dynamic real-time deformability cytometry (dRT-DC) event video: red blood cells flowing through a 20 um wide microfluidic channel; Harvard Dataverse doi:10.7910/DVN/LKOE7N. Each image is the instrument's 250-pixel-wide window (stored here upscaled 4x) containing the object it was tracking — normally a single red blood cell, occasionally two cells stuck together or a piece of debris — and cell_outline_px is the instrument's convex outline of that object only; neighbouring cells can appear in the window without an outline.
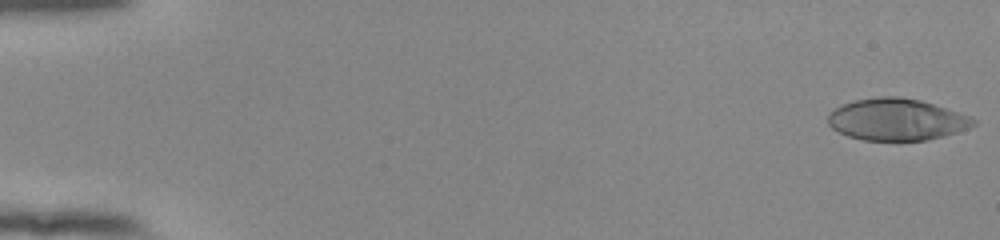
{"species": "human", "species_latin": "Homo sapiens", "temperature_condition": "room temperature", "stored_images_in_passage": 54, "camera_frame_rate_fps": 3000, "um_per_image_px": 0.085, "donor": {"sex": "female"}, "frame": {"image": 1, "passage_image": 1, "time_ms": 0.0, "image_size_px": [1000, 240], "cell_outline_px": [[976, 124], [968, 128], [944, 136], [928, 140], [864, 140], [848, 136], [832, 128], [828, 124], [828, 112], [852, 100], [876, 96], [900, 96], [920, 100], [972, 116], [976, 120]], "centroid_in_image_um": [76.21, 10.15], "position_along_channel_um": 8.8, "area_um2": 35.55}}
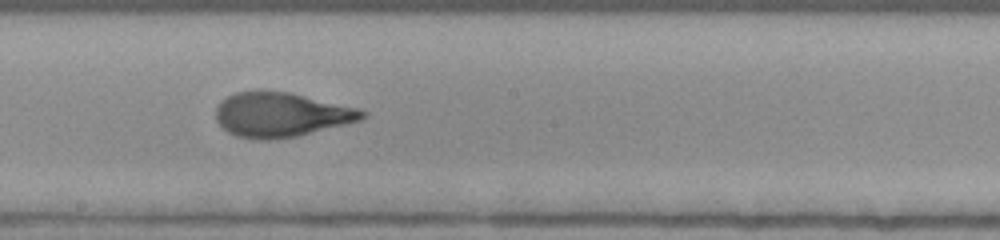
{"frame": {"image": 2, "passage_image": 31, "time_ms": 10.0, "image_size_px": [1000, 240], "cell_outline_px": [[368, 116], [364, 120], [296, 136], [272, 140], [260, 140], [236, 136], [228, 132], [216, 120], [216, 108], [220, 100], [236, 92], [288, 92], [360, 108], [368, 112]], "centroid_in_image_um": [23.94, 9.76], "position_along_channel_um": 224.3, "area_um2": 37.92}}
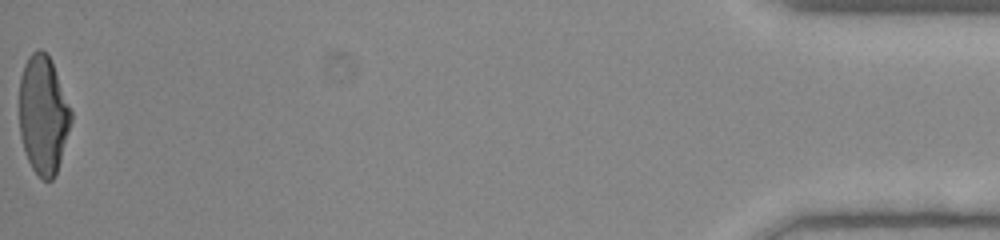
{"frame": {"image": 3, "passage_image": 54, "time_ms": 17.667, "image_size_px": [1000, 240], "cell_outline_px": [[72, 120], [60, 160], [56, 172], [52, 180], [44, 180], [32, 168], [28, 160], [20, 136], [20, 76], [24, 64], [28, 56], [36, 48], [40, 48], [48, 52], [52, 60], [72, 112]], "centroid_in_image_um": [3.67, 9.69], "position_along_channel_um": 431.5, "area_um2": 35.72}, "authors_computed_cell_mechanics": {"area_um2": 36.8764, "velocity_mm_per_s": 3.8938, "shape_relaxation_time_tau1_ms": 7.0309, "shape_relaxation_time_tau2_ms": 1.0656, "deformation_change_tau1": 0.2881, "deformation_change_tau2": 0.0881}}